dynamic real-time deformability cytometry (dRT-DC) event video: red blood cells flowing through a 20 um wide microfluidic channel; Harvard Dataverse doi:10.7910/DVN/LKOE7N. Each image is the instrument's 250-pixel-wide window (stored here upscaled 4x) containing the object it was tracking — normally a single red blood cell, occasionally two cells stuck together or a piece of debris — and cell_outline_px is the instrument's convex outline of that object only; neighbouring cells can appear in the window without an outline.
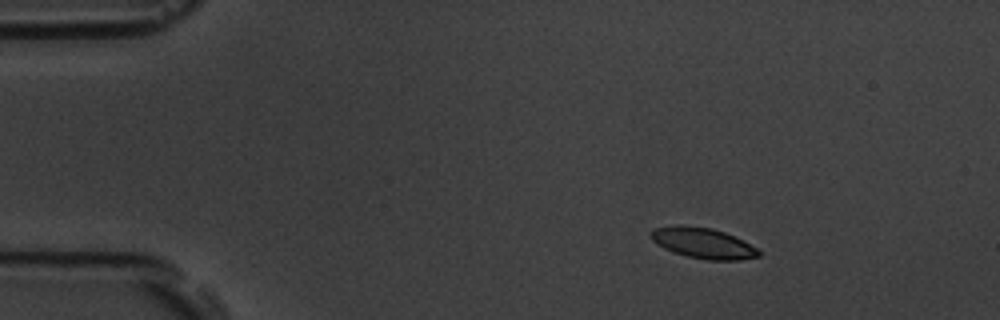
{"species": "common noctule bat (a hibernating species)", "species_latin": "Nyctalus noctula", "temperature_condition": "room temperature", "stored_images_in_passage": 47, "camera_frame_rate_fps": 3000, "um_per_image_px": 0.085, "animal": {"sex": "male", "body_mass_g": 19.5, "forearm_length_mm": 54.6}, "frame": {"image": 1, "passage_image": 1, "time_ms": 0.0, "image_size_px": [1000, 320], "cell_outline_px": [[760, 256], [740, 260], [708, 260], [688, 256], [664, 248], [652, 240], [648, 236], [648, 232], [652, 228], [676, 224], [680, 224], [712, 228], [724, 232], [756, 248], [760, 252]], "centroid_in_image_um": [59.68, 20.64], "position_along_channel_um": 25.3, "area_um2": 19.19}}
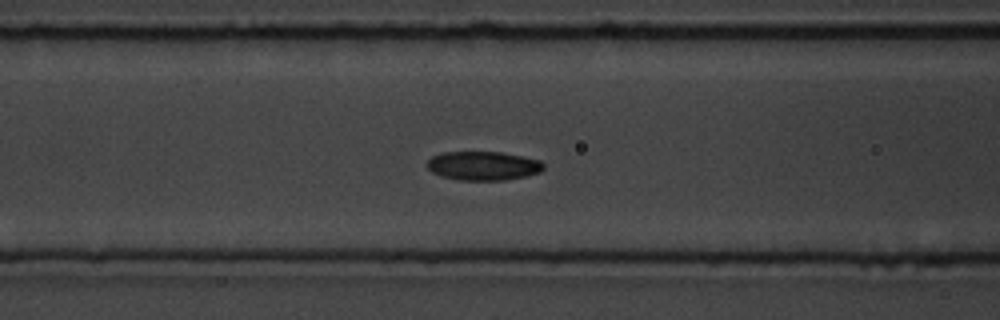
{"frame": {"image": 2, "passage_image": 15, "time_ms": 4.667, "image_size_px": [1000, 320], "cell_outline_px": [[544, 168], [540, 172], [524, 176], [504, 180], [460, 180], [440, 176], [432, 172], [428, 168], [428, 160], [432, 156], [444, 152], [500, 152], [524, 156], [540, 160], [544, 164]], "centroid_in_image_um": [41.08, 14.09], "position_along_channel_um": 125.5, "area_um2": 19.59}}
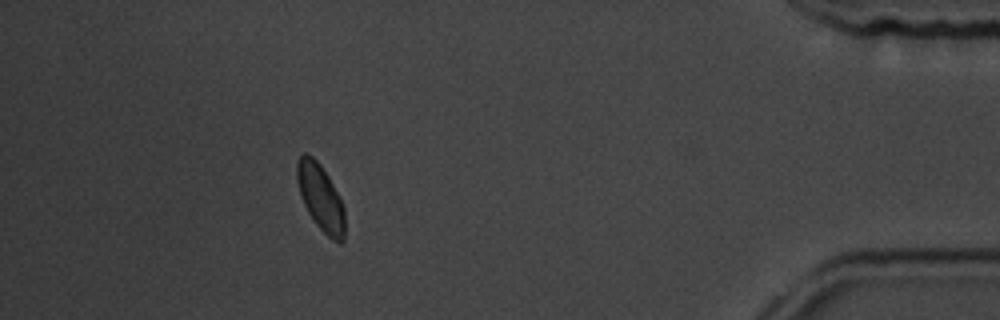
{"frame": {"image": 3, "passage_image": 42, "time_ms": 13.667, "image_size_px": [1000, 320], "cell_outline_px": [[344, 240], [340, 244], [332, 240], [316, 224], [308, 212], [300, 196], [296, 180], [296, 164], [300, 156], [304, 152], [312, 156], [320, 164], [328, 176], [344, 208]], "centroid_in_image_um": [27.22, 16.79], "position_along_channel_um": 408.0, "area_um2": 18.38}, "authors_computed_cell_mechanics": {"area_um2": 19.363, "velocity_mm_per_s": 3.7274, "shape_relaxation_time_tau1_ms": 3.5489, "shape_relaxation_time_tau2_ms": 3.6823, "deformation_change_tau1": 0.1007, "deformation_change_tau2": 0.0612}}